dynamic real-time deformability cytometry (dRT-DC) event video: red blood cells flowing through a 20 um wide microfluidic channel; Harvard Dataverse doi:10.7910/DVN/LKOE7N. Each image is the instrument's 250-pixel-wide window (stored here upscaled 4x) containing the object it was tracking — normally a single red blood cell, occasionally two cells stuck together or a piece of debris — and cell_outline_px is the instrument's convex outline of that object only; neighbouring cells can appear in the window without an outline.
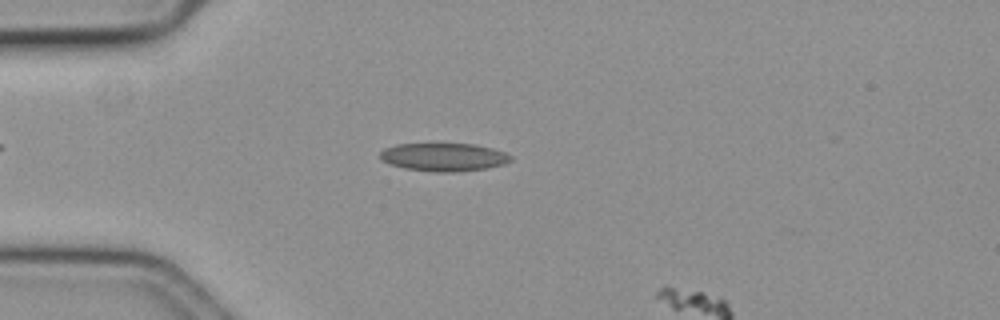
{"species": "common noctule bat (a hibernating species)", "species_latin": "Nyctalus noctula", "temperature_condition": "cold", "stored_images_in_passage": 13, "camera_frame_rate_fps": 3000, "um_per_image_px": 0.085, "animal": {"sex": "female", "body_mass_g": 19.3, "forearm_length_mm": 54.1}, "frame": {"image": 1, "passage_image": 11, "time_ms": 3.333, "image_size_px": [1000, 320], "cell_outline_px": [[512, 160], [504, 164], [488, 168], [456, 172], [436, 172], [404, 168], [388, 164], [380, 160], [380, 152], [384, 148], [396, 144], [476, 144], [492, 148], [504, 152], [512, 156]], "centroid_in_image_um": [37.71, 13.35], "position_along_channel_um": 47.3, "area_um2": 21.56}}